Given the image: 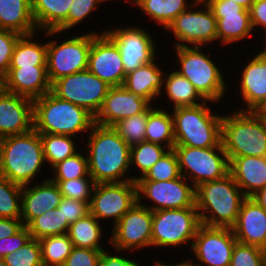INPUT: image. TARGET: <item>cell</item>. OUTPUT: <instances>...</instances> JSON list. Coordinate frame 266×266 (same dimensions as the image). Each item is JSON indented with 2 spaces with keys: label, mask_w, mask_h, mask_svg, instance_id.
Here are the masks:
<instances>
[{
  "label": "cell",
  "mask_w": 266,
  "mask_h": 266,
  "mask_svg": "<svg viewBox=\"0 0 266 266\" xmlns=\"http://www.w3.org/2000/svg\"><path fill=\"white\" fill-rule=\"evenodd\" d=\"M85 152L88 157L89 174L95 184L136 181L129 176L130 146L109 126L94 124L87 134Z\"/></svg>",
  "instance_id": "1"
},
{
  "label": "cell",
  "mask_w": 266,
  "mask_h": 266,
  "mask_svg": "<svg viewBox=\"0 0 266 266\" xmlns=\"http://www.w3.org/2000/svg\"><path fill=\"white\" fill-rule=\"evenodd\" d=\"M45 164L40 133L34 128L0 139V175L11 182L21 186L37 183Z\"/></svg>",
  "instance_id": "2"
},
{
  "label": "cell",
  "mask_w": 266,
  "mask_h": 266,
  "mask_svg": "<svg viewBox=\"0 0 266 266\" xmlns=\"http://www.w3.org/2000/svg\"><path fill=\"white\" fill-rule=\"evenodd\" d=\"M195 206L200 222L208 227L231 228L237 220L246 198L234 178H224L200 184L195 188Z\"/></svg>",
  "instance_id": "3"
},
{
  "label": "cell",
  "mask_w": 266,
  "mask_h": 266,
  "mask_svg": "<svg viewBox=\"0 0 266 266\" xmlns=\"http://www.w3.org/2000/svg\"><path fill=\"white\" fill-rule=\"evenodd\" d=\"M95 117L86 109L60 99L51 91L33 100V128L38 133L75 135L90 132Z\"/></svg>",
  "instance_id": "4"
},
{
  "label": "cell",
  "mask_w": 266,
  "mask_h": 266,
  "mask_svg": "<svg viewBox=\"0 0 266 266\" xmlns=\"http://www.w3.org/2000/svg\"><path fill=\"white\" fill-rule=\"evenodd\" d=\"M210 103L214 104V102L206 101L197 106L171 109L175 145L210 148L222 143L223 115L213 112L209 107Z\"/></svg>",
  "instance_id": "5"
},
{
  "label": "cell",
  "mask_w": 266,
  "mask_h": 266,
  "mask_svg": "<svg viewBox=\"0 0 266 266\" xmlns=\"http://www.w3.org/2000/svg\"><path fill=\"white\" fill-rule=\"evenodd\" d=\"M221 142L230 161L234 157H264L266 152V121L255 111L235 109L222 117Z\"/></svg>",
  "instance_id": "6"
},
{
  "label": "cell",
  "mask_w": 266,
  "mask_h": 266,
  "mask_svg": "<svg viewBox=\"0 0 266 266\" xmlns=\"http://www.w3.org/2000/svg\"><path fill=\"white\" fill-rule=\"evenodd\" d=\"M203 48L205 47H173L177 57L174 61L179 63L177 66L180 65L175 70L187 78L206 101L218 104L229 93L228 81L225 80L222 69L211 58L210 52H203Z\"/></svg>",
  "instance_id": "7"
},
{
  "label": "cell",
  "mask_w": 266,
  "mask_h": 266,
  "mask_svg": "<svg viewBox=\"0 0 266 266\" xmlns=\"http://www.w3.org/2000/svg\"><path fill=\"white\" fill-rule=\"evenodd\" d=\"M152 214V248L175 247L176 250V247L187 244L191 249L197 229L201 225L196 208L156 210Z\"/></svg>",
  "instance_id": "8"
},
{
  "label": "cell",
  "mask_w": 266,
  "mask_h": 266,
  "mask_svg": "<svg viewBox=\"0 0 266 266\" xmlns=\"http://www.w3.org/2000/svg\"><path fill=\"white\" fill-rule=\"evenodd\" d=\"M173 150L178 158L181 175L195 188L229 174V160L222 143L210 148L175 145Z\"/></svg>",
  "instance_id": "9"
},
{
  "label": "cell",
  "mask_w": 266,
  "mask_h": 266,
  "mask_svg": "<svg viewBox=\"0 0 266 266\" xmlns=\"http://www.w3.org/2000/svg\"><path fill=\"white\" fill-rule=\"evenodd\" d=\"M102 31L85 32L73 37L47 42V76L50 84L73 73L88 69L89 52L93 38Z\"/></svg>",
  "instance_id": "10"
},
{
  "label": "cell",
  "mask_w": 266,
  "mask_h": 266,
  "mask_svg": "<svg viewBox=\"0 0 266 266\" xmlns=\"http://www.w3.org/2000/svg\"><path fill=\"white\" fill-rule=\"evenodd\" d=\"M171 31L176 39L172 42L173 47H206L218 40L216 18L205 0H196L180 13L165 30L167 33Z\"/></svg>",
  "instance_id": "11"
},
{
  "label": "cell",
  "mask_w": 266,
  "mask_h": 266,
  "mask_svg": "<svg viewBox=\"0 0 266 266\" xmlns=\"http://www.w3.org/2000/svg\"><path fill=\"white\" fill-rule=\"evenodd\" d=\"M110 87L86 69L54 81L51 84V92L60 99L86 109L95 117Z\"/></svg>",
  "instance_id": "12"
},
{
  "label": "cell",
  "mask_w": 266,
  "mask_h": 266,
  "mask_svg": "<svg viewBox=\"0 0 266 266\" xmlns=\"http://www.w3.org/2000/svg\"><path fill=\"white\" fill-rule=\"evenodd\" d=\"M135 182L137 202L152 212L164 209L196 208L195 187L182 175L169 181L136 180ZM144 199L151 201L154 205L142 203Z\"/></svg>",
  "instance_id": "13"
},
{
  "label": "cell",
  "mask_w": 266,
  "mask_h": 266,
  "mask_svg": "<svg viewBox=\"0 0 266 266\" xmlns=\"http://www.w3.org/2000/svg\"><path fill=\"white\" fill-rule=\"evenodd\" d=\"M152 211L138 202L112 227L107 244L111 249L135 252L152 246Z\"/></svg>",
  "instance_id": "14"
},
{
  "label": "cell",
  "mask_w": 266,
  "mask_h": 266,
  "mask_svg": "<svg viewBox=\"0 0 266 266\" xmlns=\"http://www.w3.org/2000/svg\"><path fill=\"white\" fill-rule=\"evenodd\" d=\"M137 203V185L135 181L95 184L90 213L100 222L109 219L114 227L122 216Z\"/></svg>",
  "instance_id": "15"
},
{
  "label": "cell",
  "mask_w": 266,
  "mask_h": 266,
  "mask_svg": "<svg viewBox=\"0 0 266 266\" xmlns=\"http://www.w3.org/2000/svg\"><path fill=\"white\" fill-rule=\"evenodd\" d=\"M142 28L127 25L105 30L120 50L126 74L158 57L156 48L159 47H156L153 35Z\"/></svg>",
  "instance_id": "16"
},
{
  "label": "cell",
  "mask_w": 266,
  "mask_h": 266,
  "mask_svg": "<svg viewBox=\"0 0 266 266\" xmlns=\"http://www.w3.org/2000/svg\"><path fill=\"white\" fill-rule=\"evenodd\" d=\"M237 240L231 228L200 225L193 240L191 251L196 266H230Z\"/></svg>",
  "instance_id": "17"
},
{
  "label": "cell",
  "mask_w": 266,
  "mask_h": 266,
  "mask_svg": "<svg viewBox=\"0 0 266 266\" xmlns=\"http://www.w3.org/2000/svg\"><path fill=\"white\" fill-rule=\"evenodd\" d=\"M205 2L216 18L217 39L221 45H235L237 42L252 38L254 32L249 10L230 0H205Z\"/></svg>",
  "instance_id": "18"
},
{
  "label": "cell",
  "mask_w": 266,
  "mask_h": 266,
  "mask_svg": "<svg viewBox=\"0 0 266 266\" xmlns=\"http://www.w3.org/2000/svg\"><path fill=\"white\" fill-rule=\"evenodd\" d=\"M88 70L111 87L122 86L126 73L116 43L106 34H97L91 44Z\"/></svg>",
  "instance_id": "19"
},
{
  "label": "cell",
  "mask_w": 266,
  "mask_h": 266,
  "mask_svg": "<svg viewBox=\"0 0 266 266\" xmlns=\"http://www.w3.org/2000/svg\"><path fill=\"white\" fill-rule=\"evenodd\" d=\"M152 104L145 98L134 94L123 86L110 87L95 123L113 127L122 119L144 113Z\"/></svg>",
  "instance_id": "20"
},
{
  "label": "cell",
  "mask_w": 266,
  "mask_h": 266,
  "mask_svg": "<svg viewBox=\"0 0 266 266\" xmlns=\"http://www.w3.org/2000/svg\"><path fill=\"white\" fill-rule=\"evenodd\" d=\"M33 129V100L0 88V139Z\"/></svg>",
  "instance_id": "21"
},
{
  "label": "cell",
  "mask_w": 266,
  "mask_h": 266,
  "mask_svg": "<svg viewBox=\"0 0 266 266\" xmlns=\"http://www.w3.org/2000/svg\"><path fill=\"white\" fill-rule=\"evenodd\" d=\"M252 57L241 68L240 82H236L239 83V99L245 103L243 108L246 107L235 110L257 112L266 102V58L259 52Z\"/></svg>",
  "instance_id": "22"
},
{
  "label": "cell",
  "mask_w": 266,
  "mask_h": 266,
  "mask_svg": "<svg viewBox=\"0 0 266 266\" xmlns=\"http://www.w3.org/2000/svg\"><path fill=\"white\" fill-rule=\"evenodd\" d=\"M63 199V195L56 183L44 178L41 183L22 186L21 220L23 226H28L36 217L47 211L56 209Z\"/></svg>",
  "instance_id": "23"
},
{
  "label": "cell",
  "mask_w": 266,
  "mask_h": 266,
  "mask_svg": "<svg viewBox=\"0 0 266 266\" xmlns=\"http://www.w3.org/2000/svg\"><path fill=\"white\" fill-rule=\"evenodd\" d=\"M237 242L266 246V210L251 197H246L240 207L236 223L231 227Z\"/></svg>",
  "instance_id": "24"
},
{
  "label": "cell",
  "mask_w": 266,
  "mask_h": 266,
  "mask_svg": "<svg viewBox=\"0 0 266 266\" xmlns=\"http://www.w3.org/2000/svg\"><path fill=\"white\" fill-rule=\"evenodd\" d=\"M46 67H9L8 73L1 80V87L8 92L32 100L42 97L51 91Z\"/></svg>",
  "instance_id": "25"
},
{
  "label": "cell",
  "mask_w": 266,
  "mask_h": 266,
  "mask_svg": "<svg viewBox=\"0 0 266 266\" xmlns=\"http://www.w3.org/2000/svg\"><path fill=\"white\" fill-rule=\"evenodd\" d=\"M229 174L245 197H252L266 186L265 157L242 156L229 161Z\"/></svg>",
  "instance_id": "26"
},
{
  "label": "cell",
  "mask_w": 266,
  "mask_h": 266,
  "mask_svg": "<svg viewBox=\"0 0 266 266\" xmlns=\"http://www.w3.org/2000/svg\"><path fill=\"white\" fill-rule=\"evenodd\" d=\"M156 57L150 63L144 64L126 74L122 86L128 91L147 99L152 105L161 98L164 75ZM158 64H157V63ZM158 97V98H157Z\"/></svg>",
  "instance_id": "27"
},
{
  "label": "cell",
  "mask_w": 266,
  "mask_h": 266,
  "mask_svg": "<svg viewBox=\"0 0 266 266\" xmlns=\"http://www.w3.org/2000/svg\"><path fill=\"white\" fill-rule=\"evenodd\" d=\"M0 29L21 35L37 32L31 0H0Z\"/></svg>",
  "instance_id": "28"
},
{
  "label": "cell",
  "mask_w": 266,
  "mask_h": 266,
  "mask_svg": "<svg viewBox=\"0 0 266 266\" xmlns=\"http://www.w3.org/2000/svg\"><path fill=\"white\" fill-rule=\"evenodd\" d=\"M163 92L167 96L165 99L170 102L169 106L173 104L172 108L197 106L206 102L193 84L176 70L165 73L161 96Z\"/></svg>",
  "instance_id": "29"
},
{
  "label": "cell",
  "mask_w": 266,
  "mask_h": 266,
  "mask_svg": "<svg viewBox=\"0 0 266 266\" xmlns=\"http://www.w3.org/2000/svg\"><path fill=\"white\" fill-rule=\"evenodd\" d=\"M73 0H31L38 31L56 30L68 16Z\"/></svg>",
  "instance_id": "30"
},
{
  "label": "cell",
  "mask_w": 266,
  "mask_h": 266,
  "mask_svg": "<svg viewBox=\"0 0 266 266\" xmlns=\"http://www.w3.org/2000/svg\"><path fill=\"white\" fill-rule=\"evenodd\" d=\"M153 106L155 104L148 108L145 141L163 145L169 150L173 149L175 137L172 114L167 108L161 109Z\"/></svg>",
  "instance_id": "31"
},
{
  "label": "cell",
  "mask_w": 266,
  "mask_h": 266,
  "mask_svg": "<svg viewBox=\"0 0 266 266\" xmlns=\"http://www.w3.org/2000/svg\"><path fill=\"white\" fill-rule=\"evenodd\" d=\"M195 1L188 3L189 0H135L133 4L166 30L180 13L187 10Z\"/></svg>",
  "instance_id": "32"
},
{
  "label": "cell",
  "mask_w": 266,
  "mask_h": 266,
  "mask_svg": "<svg viewBox=\"0 0 266 266\" xmlns=\"http://www.w3.org/2000/svg\"><path fill=\"white\" fill-rule=\"evenodd\" d=\"M38 32L19 37L9 67L47 66V41L36 42Z\"/></svg>",
  "instance_id": "33"
},
{
  "label": "cell",
  "mask_w": 266,
  "mask_h": 266,
  "mask_svg": "<svg viewBox=\"0 0 266 266\" xmlns=\"http://www.w3.org/2000/svg\"><path fill=\"white\" fill-rule=\"evenodd\" d=\"M101 222L91 213L72 223L68 230L69 238L75 247L90 248L96 250H107L101 244L104 238ZM102 245V246H101Z\"/></svg>",
  "instance_id": "34"
},
{
  "label": "cell",
  "mask_w": 266,
  "mask_h": 266,
  "mask_svg": "<svg viewBox=\"0 0 266 266\" xmlns=\"http://www.w3.org/2000/svg\"><path fill=\"white\" fill-rule=\"evenodd\" d=\"M45 163L52 168L79 151L73 136L40 133ZM78 150V151H77Z\"/></svg>",
  "instance_id": "35"
},
{
  "label": "cell",
  "mask_w": 266,
  "mask_h": 266,
  "mask_svg": "<svg viewBox=\"0 0 266 266\" xmlns=\"http://www.w3.org/2000/svg\"><path fill=\"white\" fill-rule=\"evenodd\" d=\"M39 243L43 266H63L73 248L68 234L46 236Z\"/></svg>",
  "instance_id": "36"
},
{
  "label": "cell",
  "mask_w": 266,
  "mask_h": 266,
  "mask_svg": "<svg viewBox=\"0 0 266 266\" xmlns=\"http://www.w3.org/2000/svg\"><path fill=\"white\" fill-rule=\"evenodd\" d=\"M168 150L163 145L142 141L130 147V169L134 168L141 178Z\"/></svg>",
  "instance_id": "37"
},
{
  "label": "cell",
  "mask_w": 266,
  "mask_h": 266,
  "mask_svg": "<svg viewBox=\"0 0 266 266\" xmlns=\"http://www.w3.org/2000/svg\"><path fill=\"white\" fill-rule=\"evenodd\" d=\"M27 227L31 238L39 240L46 236L67 234L70 225L63 220L60 210L56 208L36 217Z\"/></svg>",
  "instance_id": "38"
},
{
  "label": "cell",
  "mask_w": 266,
  "mask_h": 266,
  "mask_svg": "<svg viewBox=\"0 0 266 266\" xmlns=\"http://www.w3.org/2000/svg\"><path fill=\"white\" fill-rule=\"evenodd\" d=\"M22 186L0 175V217L21 219Z\"/></svg>",
  "instance_id": "39"
},
{
  "label": "cell",
  "mask_w": 266,
  "mask_h": 266,
  "mask_svg": "<svg viewBox=\"0 0 266 266\" xmlns=\"http://www.w3.org/2000/svg\"><path fill=\"white\" fill-rule=\"evenodd\" d=\"M99 4H103V2L101 0H73L67 19L56 30L45 31V36L52 38L54 35L71 31L72 28L80 26L85 19L87 20L90 15L92 16V12L99 7Z\"/></svg>",
  "instance_id": "40"
},
{
  "label": "cell",
  "mask_w": 266,
  "mask_h": 266,
  "mask_svg": "<svg viewBox=\"0 0 266 266\" xmlns=\"http://www.w3.org/2000/svg\"><path fill=\"white\" fill-rule=\"evenodd\" d=\"M51 170L53 176L48 177L50 180H71L88 177L90 174L87 154L83 150L79 151L54 165Z\"/></svg>",
  "instance_id": "41"
},
{
  "label": "cell",
  "mask_w": 266,
  "mask_h": 266,
  "mask_svg": "<svg viewBox=\"0 0 266 266\" xmlns=\"http://www.w3.org/2000/svg\"><path fill=\"white\" fill-rule=\"evenodd\" d=\"M148 109L144 113L133 115L117 122L113 128L119 136L130 146L145 141Z\"/></svg>",
  "instance_id": "42"
},
{
  "label": "cell",
  "mask_w": 266,
  "mask_h": 266,
  "mask_svg": "<svg viewBox=\"0 0 266 266\" xmlns=\"http://www.w3.org/2000/svg\"><path fill=\"white\" fill-rule=\"evenodd\" d=\"M181 176L178 158L173 149L168 150L146 173L137 180L169 181Z\"/></svg>",
  "instance_id": "43"
},
{
  "label": "cell",
  "mask_w": 266,
  "mask_h": 266,
  "mask_svg": "<svg viewBox=\"0 0 266 266\" xmlns=\"http://www.w3.org/2000/svg\"><path fill=\"white\" fill-rule=\"evenodd\" d=\"M56 183L60 193L65 198L76 199L85 202L91 201L92 192L95 186L93 178L81 177L71 180H51Z\"/></svg>",
  "instance_id": "44"
},
{
  "label": "cell",
  "mask_w": 266,
  "mask_h": 266,
  "mask_svg": "<svg viewBox=\"0 0 266 266\" xmlns=\"http://www.w3.org/2000/svg\"><path fill=\"white\" fill-rule=\"evenodd\" d=\"M7 266H43L39 240L31 238L24 246L3 258Z\"/></svg>",
  "instance_id": "45"
},
{
  "label": "cell",
  "mask_w": 266,
  "mask_h": 266,
  "mask_svg": "<svg viewBox=\"0 0 266 266\" xmlns=\"http://www.w3.org/2000/svg\"><path fill=\"white\" fill-rule=\"evenodd\" d=\"M230 266H265L263 248L237 242L232 252Z\"/></svg>",
  "instance_id": "46"
},
{
  "label": "cell",
  "mask_w": 266,
  "mask_h": 266,
  "mask_svg": "<svg viewBox=\"0 0 266 266\" xmlns=\"http://www.w3.org/2000/svg\"><path fill=\"white\" fill-rule=\"evenodd\" d=\"M20 36L15 31L0 29V80L9 71L11 57Z\"/></svg>",
  "instance_id": "47"
},
{
  "label": "cell",
  "mask_w": 266,
  "mask_h": 266,
  "mask_svg": "<svg viewBox=\"0 0 266 266\" xmlns=\"http://www.w3.org/2000/svg\"><path fill=\"white\" fill-rule=\"evenodd\" d=\"M89 204L90 202L63 197L57 209L60 210L63 220H66L71 225L90 213Z\"/></svg>",
  "instance_id": "48"
},
{
  "label": "cell",
  "mask_w": 266,
  "mask_h": 266,
  "mask_svg": "<svg viewBox=\"0 0 266 266\" xmlns=\"http://www.w3.org/2000/svg\"><path fill=\"white\" fill-rule=\"evenodd\" d=\"M102 251L73 246L63 266H99Z\"/></svg>",
  "instance_id": "49"
},
{
  "label": "cell",
  "mask_w": 266,
  "mask_h": 266,
  "mask_svg": "<svg viewBox=\"0 0 266 266\" xmlns=\"http://www.w3.org/2000/svg\"><path fill=\"white\" fill-rule=\"evenodd\" d=\"M31 239V235L27 226H23L13 236L0 240V258L3 259L10 253L19 250Z\"/></svg>",
  "instance_id": "50"
},
{
  "label": "cell",
  "mask_w": 266,
  "mask_h": 266,
  "mask_svg": "<svg viewBox=\"0 0 266 266\" xmlns=\"http://www.w3.org/2000/svg\"><path fill=\"white\" fill-rule=\"evenodd\" d=\"M249 12L253 32L260 27L266 36V0H255Z\"/></svg>",
  "instance_id": "51"
},
{
  "label": "cell",
  "mask_w": 266,
  "mask_h": 266,
  "mask_svg": "<svg viewBox=\"0 0 266 266\" xmlns=\"http://www.w3.org/2000/svg\"><path fill=\"white\" fill-rule=\"evenodd\" d=\"M117 252L114 254L112 252V254L106 250L102 251L100 260H99V266H141L136 260H132L130 259V257L121 255L123 253V251L116 250ZM119 255H118V254Z\"/></svg>",
  "instance_id": "52"
},
{
  "label": "cell",
  "mask_w": 266,
  "mask_h": 266,
  "mask_svg": "<svg viewBox=\"0 0 266 266\" xmlns=\"http://www.w3.org/2000/svg\"><path fill=\"white\" fill-rule=\"evenodd\" d=\"M23 227L21 219L0 217V240L16 234Z\"/></svg>",
  "instance_id": "53"
},
{
  "label": "cell",
  "mask_w": 266,
  "mask_h": 266,
  "mask_svg": "<svg viewBox=\"0 0 266 266\" xmlns=\"http://www.w3.org/2000/svg\"><path fill=\"white\" fill-rule=\"evenodd\" d=\"M251 198L266 210V186L255 193Z\"/></svg>",
  "instance_id": "54"
},
{
  "label": "cell",
  "mask_w": 266,
  "mask_h": 266,
  "mask_svg": "<svg viewBox=\"0 0 266 266\" xmlns=\"http://www.w3.org/2000/svg\"><path fill=\"white\" fill-rule=\"evenodd\" d=\"M194 260H190L189 258L186 260H184L183 261V259H182V261H180V262H178V263H175V264H173V263H171V264H168V263H163V261H158V260H156V261H154V265L153 266H196V264H195V261L193 262Z\"/></svg>",
  "instance_id": "55"
},
{
  "label": "cell",
  "mask_w": 266,
  "mask_h": 266,
  "mask_svg": "<svg viewBox=\"0 0 266 266\" xmlns=\"http://www.w3.org/2000/svg\"><path fill=\"white\" fill-rule=\"evenodd\" d=\"M230 1H234L240 6H242L244 9L249 10L255 0H230Z\"/></svg>",
  "instance_id": "56"
},
{
  "label": "cell",
  "mask_w": 266,
  "mask_h": 266,
  "mask_svg": "<svg viewBox=\"0 0 266 266\" xmlns=\"http://www.w3.org/2000/svg\"><path fill=\"white\" fill-rule=\"evenodd\" d=\"M265 43L264 44V47H262L261 51H259L260 54H262L265 58H266V36L264 37V40H263Z\"/></svg>",
  "instance_id": "57"
},
{
  "label": "cell",
  "mask_w": 266,
  "mask_h": 266,
  "mask_svg": "<svg viewBox=\"0 0 266 266\" xmlns=\"http://www.w3.org/2000/svg\"><path fill=\"white\" fill-rule=\"evenodd\" d=\"M260 115H266V102L263 106L257 111Z\"/></svg>",
  "instance_id": "58"
},
{
  "label": "cell",
  "mask_w": 266,
  "mask_h": 266,
  "mask_svg": "<svg viewBox=\"0 0 266 266\" xmlns=\"http://www.w3.org/2000/svg\"><path fill=\"white\" fill-rule=\"evenodd\" d=\"M101 1L104 3V2H108V1L110 2V1H113V0H101ZM134 1H135V0H125V2H126V3L128 2L129 4H131V3L133 4Z\"/></svg>",
  "instance_id": "59"
},
{
  "label": "cell",
  "mask_w": 266,
  "mask_h": 266,
  "mask_svg": "<svg viewBox=\"0 0 266 266\" xmlns=\"http://www.w3.org/2000/svg\"><path fill=\"white\" fill-rule=\"evenodd\" d=\"M0 266H7L3 259L0 258Z\"/></svg>",
  "instance_id": "60"
},
{
  "label": "cell",
  "mask_w": 266,
  "mask_h": 266,
  "mask_svg": "<svg viewBox=\"0 0 266 266\" xmlns=\"http://www.w3.org/2000/svg\"><path fill=\"white\" fill-rule=\"evenodd\" d=\"M263 250H264L265 266H266V246L263 248Z\"/></svg>",
  "instance_id": "61"
}]
</instances>
